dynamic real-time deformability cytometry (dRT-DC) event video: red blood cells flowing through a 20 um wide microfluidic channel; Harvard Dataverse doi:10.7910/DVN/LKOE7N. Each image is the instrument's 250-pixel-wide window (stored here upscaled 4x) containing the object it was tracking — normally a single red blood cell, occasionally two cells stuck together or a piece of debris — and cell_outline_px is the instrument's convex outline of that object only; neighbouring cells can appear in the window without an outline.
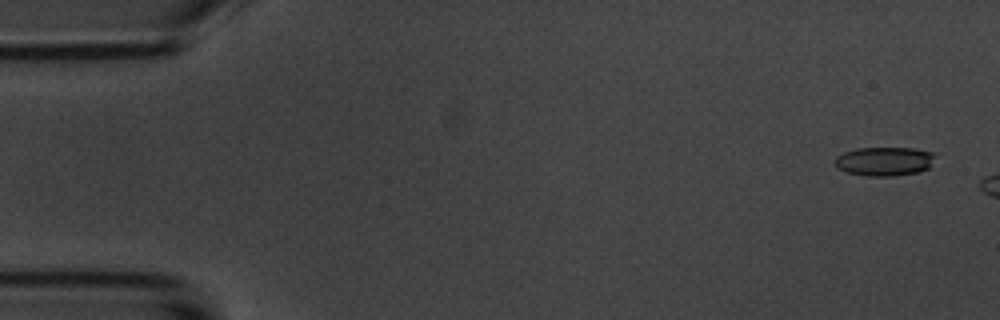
{"species": "common noctule bat (a hibernating species)", "species_latin": "Nyctalus noctula", "temperature_condition": "room temperature", "stored_images_in_passage": 3, "camera_frame_rate_fps": 3000, "um_per_image_px": 0.085, "animal": {"sex": "male", "body_mass_g": 20.1, "forearm_length_mm": 53.5}, "frame": {"image": 1, "passage_image": 1, "time_ms": 0.0, "image_size_px": [1000, 320], "cell_outline_px": [[936, 152], [928, 168], [920, 172], [892, 176], [868, 176], [848, 172], [836, 168], [832, 160], [836, 156], [844, 152], [856, 148], [916, 148]], "centroid_in_image_um": [75.15, 13.7], "position_along_channel_um": 9.9, "area_um2": 17.11}}